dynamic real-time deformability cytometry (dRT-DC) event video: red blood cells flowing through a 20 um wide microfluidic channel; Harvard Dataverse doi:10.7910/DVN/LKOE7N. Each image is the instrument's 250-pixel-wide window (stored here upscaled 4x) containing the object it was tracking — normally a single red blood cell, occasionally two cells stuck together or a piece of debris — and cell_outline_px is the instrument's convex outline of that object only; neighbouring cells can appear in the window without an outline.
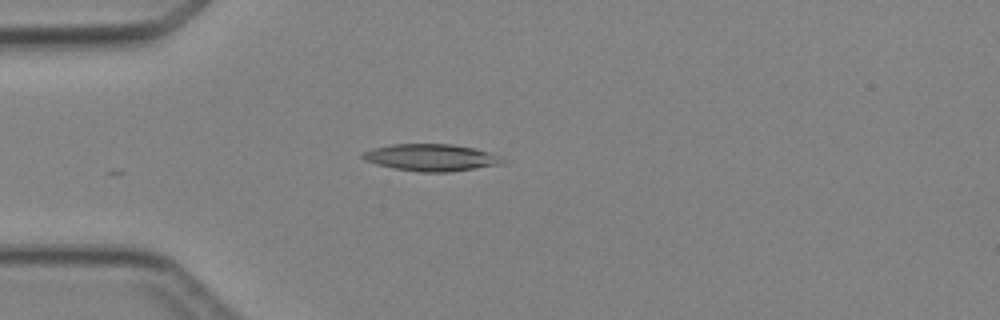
{"species": "Egyptian fruit bat (a non-hibernating species)", "species_latin": "Rousettus aegyptiacus", "temperature_condition": "cold", "stored_images_in_passage": 3, "camera_frame_rate_fps": 3000, "um_per_image_px": 0.085, "animal": {"sex": "female"}, "frame": {"image": 1, "passage_image": 3, "time_ms": 2.667, "image_size_px": [1000, 320], "cell_outline_px": [[508, 160], [504, 164], [448, 172], [420, 172], [392, 168], [376, 164], [364, 160], [360, 156], [360, 152], [372, 148], [392, 144], [452, 144], [476, 148], [500, 156]], "centroid_in_image_um": [36.64, 13.39], "position_along_channel_um": 48.4, "area_um2": 22.31}}